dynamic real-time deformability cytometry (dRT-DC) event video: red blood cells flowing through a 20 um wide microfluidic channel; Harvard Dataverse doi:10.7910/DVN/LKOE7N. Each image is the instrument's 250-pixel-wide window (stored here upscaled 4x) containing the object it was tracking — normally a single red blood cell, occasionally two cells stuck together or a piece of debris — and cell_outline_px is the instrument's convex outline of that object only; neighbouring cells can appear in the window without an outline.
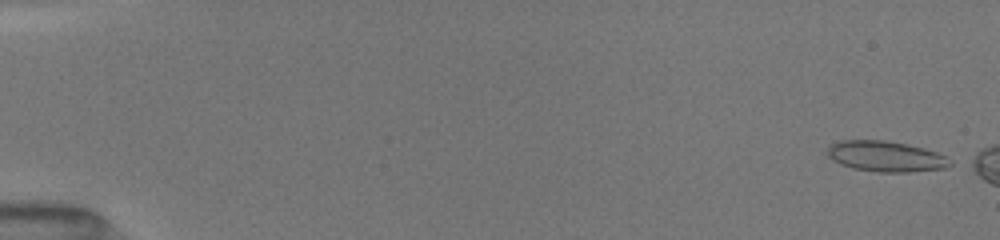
{"species": "common noctule bat (a hibernating species)", "species_latin": "Nyctalus noctula", "temperature_condition": "room temperature", "stored_images_in_passage": 11, "camera_frame_rate_fps": 3000, "um_per_image_px": 0.085, "animal": {"sex": "female", "body_mass_g": 19.5, "forearm_length_mm": 54.1}, "frame": {"image": 1, "passage_image": 2, "time_ms": 0.333, "image_size_px": [1000, 240], "cell_outline_px": [[956, 160], [952, 164], [944, 168], [908, 172], [876, 172], [852, 168], [840, 164], [832, 160], [828, 156], [828, 144], [840, 140], [884, 140], [908, 144], [924, 148], [948, 156]], "centroid_in_image_um": [75.32, 13.29], "position_along_channel_um": 9.7, "area_um2": 22.25}}